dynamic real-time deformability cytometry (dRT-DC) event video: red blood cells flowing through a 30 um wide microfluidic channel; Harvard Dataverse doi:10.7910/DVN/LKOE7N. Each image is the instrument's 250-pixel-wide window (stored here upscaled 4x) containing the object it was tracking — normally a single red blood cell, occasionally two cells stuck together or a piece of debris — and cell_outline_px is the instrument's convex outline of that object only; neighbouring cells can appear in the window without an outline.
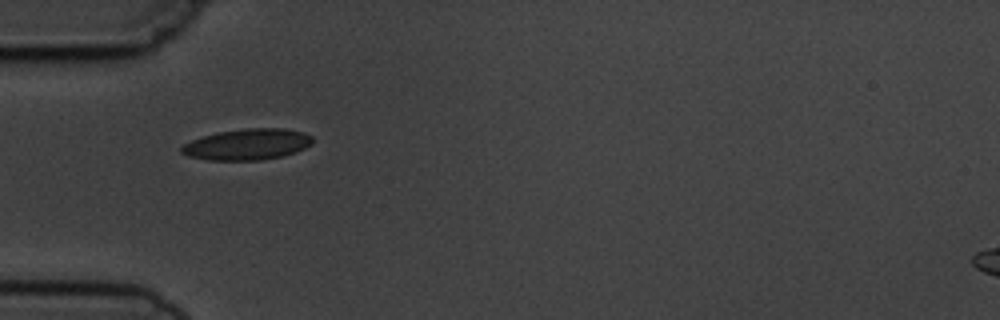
{"species": "common noctule bat (a hibernating species)", "species_latin": "Nyctalus noctula", "temperature_condition": "cold", "stored_images_in_passage": 7, "camera_frame_rate_fps": 3000, "um_per_image_px": 0.085, "animal": {"sex": "male", "body_mass_g": 19.5, "forearm_length_mm": 54.6}, "frame": {"image": 1, "passage_image": 1, "time_ms": 0.0, "image_size_px": [1000, 320], "cell_outline_px": [[312, 144], [304, 148], [280, 156], [260, 160], [208, 160], [188, 156], [180, 152], [180, 148], [184, 144], [192, 140], [204, 136], [220, 132], [244, 128], [284, 128], [304, 132], [312, 136]], "centroid_in_image_um": [21.01, 12.26], "position_along_channel_um": 64.0, "area_um2": 23.52}}
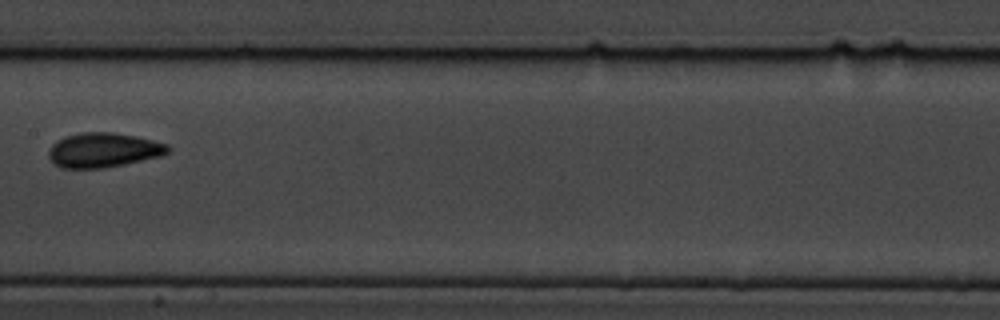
{"frame": {"image": 2, "passage_image": 4, "time_ms": 3.667, "image_size_px": [1000, 320], "cell_outline_px": [[172, 148], [168, 152], [160, 156], [124, 164], [104, 168], [60, 168], [48, 156], [48, 152], [52, 144], [56, 140], [64, 136], [80, 132], [112, 132], [136, 136], [168, 144]], "centroid_in_image_um": [8.78, 12.75], "position_along_channel_um": 198.6, "area_um2": 24.1}}
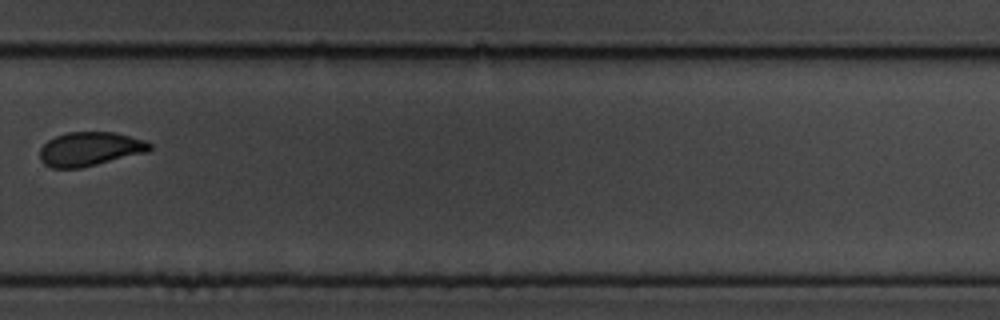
{"frame": {"image": 3, "passage_image": 7, "time_ms": 7.0, "image_size_px": [1000, 320], "cell_outline_px": [[152, 148], [148, 152], [80, 168], [52, 168], [44, 164], [40, 160], [40, 148], [48, 140], [56, 136], [68, 132], [116, 132], [144, 140], [152, 144]], "centroid_in_image_um": [7.65, 12.66], "position_along_channel_um": 322.2, "area_um2": 21.79}}